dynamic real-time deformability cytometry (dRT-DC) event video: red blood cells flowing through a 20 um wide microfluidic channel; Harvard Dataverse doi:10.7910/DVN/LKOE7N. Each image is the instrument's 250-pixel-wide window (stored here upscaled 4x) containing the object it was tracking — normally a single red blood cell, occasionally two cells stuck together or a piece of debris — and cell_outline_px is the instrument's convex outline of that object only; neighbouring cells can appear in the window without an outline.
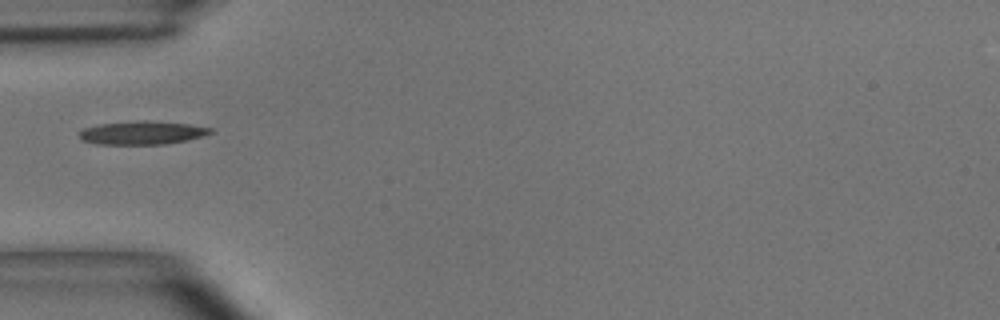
{"species": "common noctule bat (a hibernating species)", "species_latin": "Nyctalus noctula", "temperature_condition": "room temperature", "stored_images_in_passage": 34, "camera_frame_rate_fps": 3000, "um_per_image_px": 0.085, "animal": {"sex": "male", "body_mass_g": 15.6}, "frame": {"image": 1, "passage_image": 1, "time_ms": 0.0, "image_size_px": [1000, 320], "cell_outline_px": [[212, 132], [200, 136], [184, 140], [164, 144], [96, 144], [84, 140], [80, 136], [80, 132], [84, 128], [100, 124], [144, 120], [148, 120], [188, 124], [212, 128]], "centroid_in_image_um": [12.07, 11.28], "position_along_channel_um": 72.9, "area_um2": 17.46}}
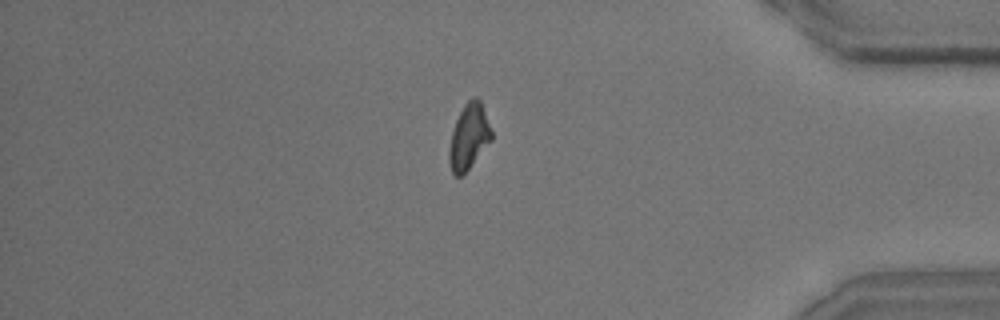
{"frame": {"image": 2, "passage_image": 27, "time_ms": 8.667, "image_size_px": [1000, 320], "cell_outline_px": [[492, 140], [468, 168], [460, 176], [456, 176], [452, 172], [448, 160], [448, 152], [452, 132], [456, 120], [464, 104], [468, 100], [476, 96], [480, 100], [492, 132]], "centroid_in_image_um": [39.84, 11.6], "position_along_channel_um": 395.4, "area_um2": 15.84}}
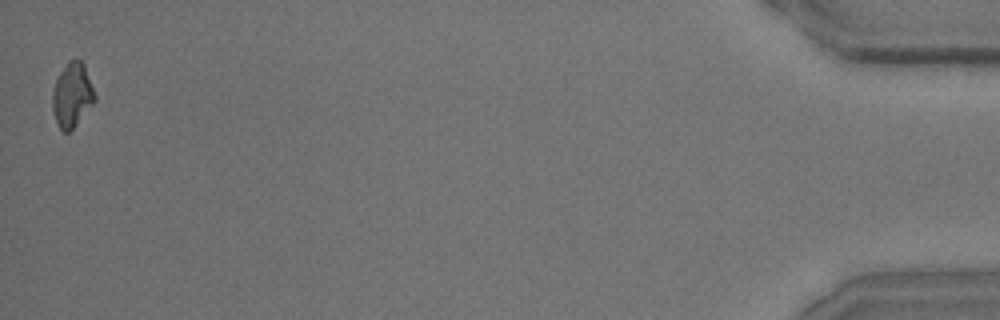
{"frame": {"image": 3, "passage_image": 34, "time_ms": 11.0, "image_size_px": [1000, 320], "cell_outline_px": [[96, 100], [76, 124], [68, 132], [64, 132], [60, 128], [56, 120], [52, 108], [52, 92], [56, 80], [60, 72], [68, 60], [80, 60], [84, 64], [96, 96]], "centroid_in_image_um": [6.13, 8.06], "position_along_channel_um": 429.1, "area_um2": 15.61}}